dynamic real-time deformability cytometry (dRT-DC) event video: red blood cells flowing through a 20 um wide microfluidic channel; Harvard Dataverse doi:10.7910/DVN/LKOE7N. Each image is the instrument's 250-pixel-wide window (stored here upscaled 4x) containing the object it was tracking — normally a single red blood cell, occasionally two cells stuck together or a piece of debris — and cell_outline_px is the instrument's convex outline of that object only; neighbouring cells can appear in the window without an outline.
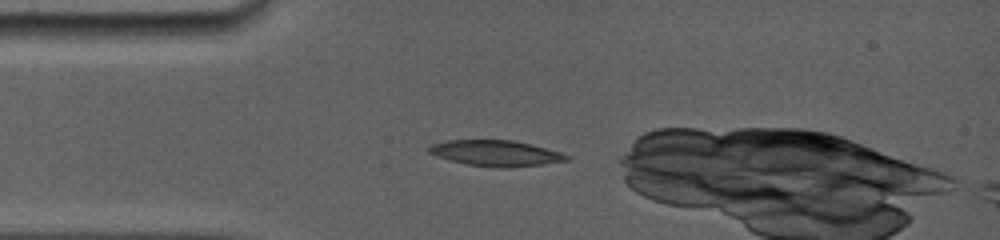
{"species": "common noctule bat (a hibernating species)", "species_latin": "Nyctalus noctula", "temperature_condition": "room temperature", "stored_images_in_passage": 8, "camera_frame_rate_fps": 5000, "um_per_image_px": 0.085, "animal": {"sex": "female", "body_mass_g": 19.0, "forearm_length_mm": 56.7}, "frame": {"image": 1, "passage_image": 1, "time_ms": 0.0, "image_size_px": [1000, 240], "cell_outline_px": [[572, 160], [544, 164], [508, 168], [492, 168], [468, 164], [436, 156], [428, 152], [428, 148], [432, 144], [448, 140], [512, 140], [532, 144], [560, 152], [572, 156]], "centroid_in_image_um": [42.21, 13.03], "position_along_channel_um": 42.8, "area_um2": 20.87}}
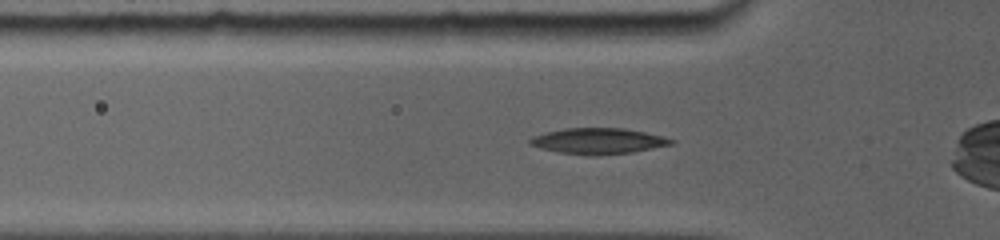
{"frame": {"image": 2, "passage_image": 4, "time_ms": 1.2, "image_size_px": [1000, 240], "cell_outline_px": [[676, 140], [672, 144], [632, 152], [592, 156], [588, 156], [556, 152], [540, 148], [528, 144], [528, 140], [532, 136], [544, 132], [564, 128], [624, 128], [664, 136]], "centroid_in_image_um": [50.8, 11.99], "position_along_channel_um": 75.0, "area_um2": 21.5}}
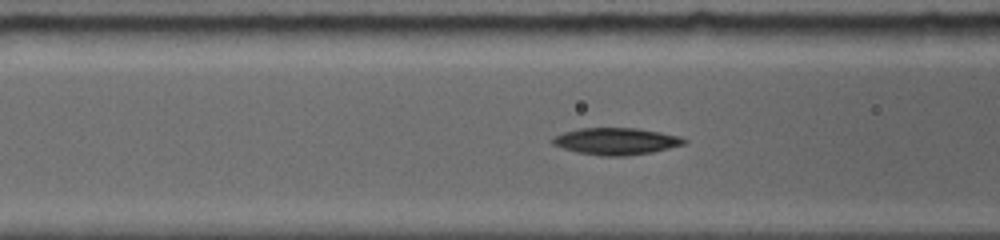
{"frame": {"image": 3, "passage_image": 7, "time_ms": 2.2, "image_size_px": [1000, 240], "cell_outline_px": [[688, 140], [684, 144], [652, 152], [628, 156], [600, 156], [576, 152], [552, 144], [552, 136], [564, 132], [580, 128], [636, 128], [660, 132], [680, 136]], "centroid_in_image_um": [52.35, 12.01], "position_along_channel_um": 114.2, "area_um2": 20.63}}